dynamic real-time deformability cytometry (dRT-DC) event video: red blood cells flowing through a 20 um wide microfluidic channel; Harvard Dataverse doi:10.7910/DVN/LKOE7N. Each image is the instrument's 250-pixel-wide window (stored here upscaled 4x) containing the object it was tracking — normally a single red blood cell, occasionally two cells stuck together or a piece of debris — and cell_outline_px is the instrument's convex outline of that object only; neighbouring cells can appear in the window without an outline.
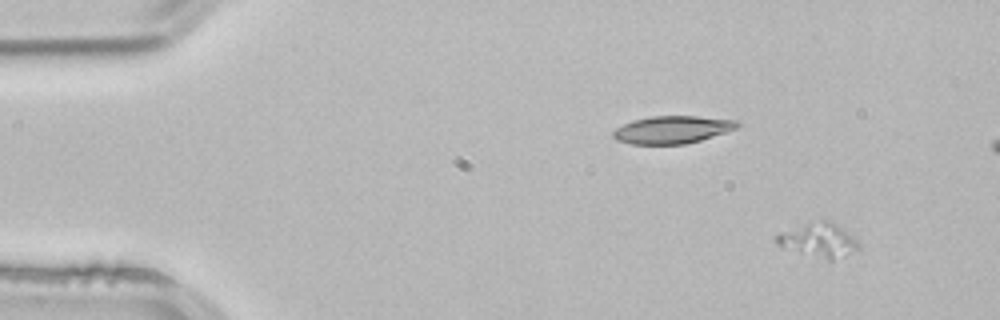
{"species": "common noctule bat (a hibernating species)", "species_latin": "Nyctalus noctula", "temperature_condition": "room temperature", "stored_images_in_passage": 4, "segment_of_instrument_passage": [1, 2], "camera_frame_rate_fps": 3000, "um_per_image_px": 0.085, "animal": {"sex": "male", "body_mass_g": 21.5, "forearm_length_mm": 52.0}, "frame": {"image": 1, "passage_image": 1, "time_ms": 0.0, "image_size_px": [1000, 320], "cell_outline_px": [[860, 248], [832, 260], [828, 260], [800, 252], [776, 244], [772, 236], [780, 232], [820, 216], [836, 224], [852, 236], [860, 244]], "centroid_in_image_um": [69.53, 20.34], "position_along_channel_um": 15.5, "area_um2": 16.47}}